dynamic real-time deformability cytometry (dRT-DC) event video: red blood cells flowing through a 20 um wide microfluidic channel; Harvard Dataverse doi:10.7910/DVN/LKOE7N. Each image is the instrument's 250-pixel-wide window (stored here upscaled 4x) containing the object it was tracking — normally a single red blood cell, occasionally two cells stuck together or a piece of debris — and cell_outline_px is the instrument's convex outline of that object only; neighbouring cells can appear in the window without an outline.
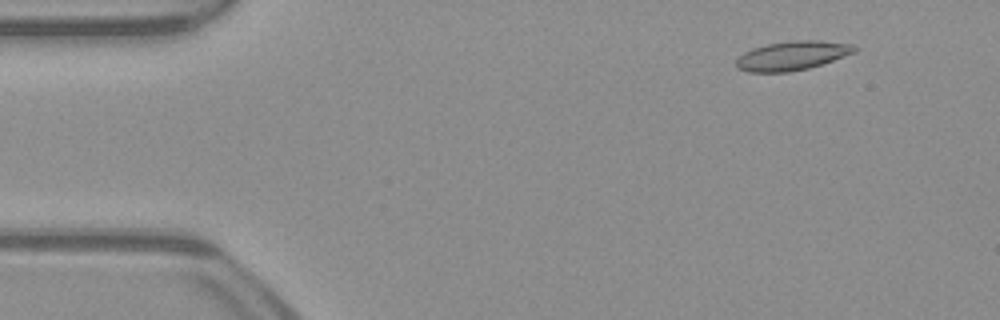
{"species": "common noctule bat (a hibernating species)", "species_latin": "Nyctalus noctula", "temperature_condition": "warm", "stored_images_in_passage": 51, "camera_frame_rate_fps": 3000, "um_per_image_px": 0.085, "animal": {"sex": "male", "body_mass_g": 23.1, "forearm_length_mm": 52.7}, "frame": {"image": 1, "passage_image": 5, "time_ms": 1.333, "image_size_px": [1000, 320], "cell_outline_px": [[860, 48], [856, 52], [808, 68], [788, 72], [748, 72], [736, 68], [736, 60], [744, 52], [752, 48], [768, 44], [792, 40], [820, 40], [852, 44]], "centroid_in_image_um": [67.34, 4.72], "position_along_channel_um": 17.7, "area_um2": 20.06}}
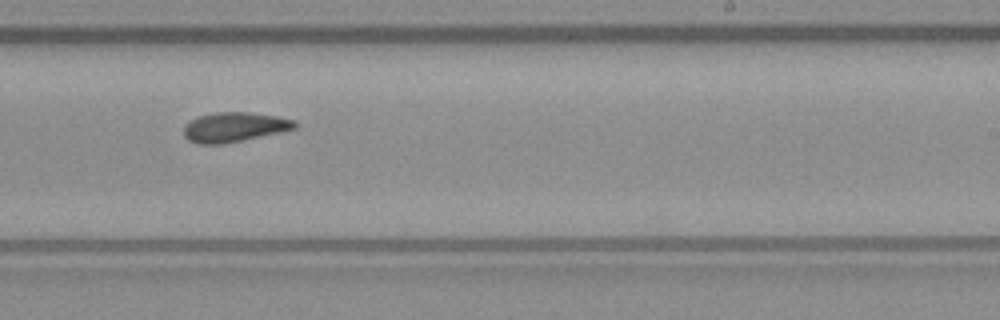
{"frame": {"image": 2, "passage_image": 31, "time_ms": 10.0, "image_size_px": [1000, 320], "cell_outline_px": [[296, 128], [280, 132], [220, 144], [196, 144], [188, 140], [184, 136], [184, 124], [200, 116], [216, 112], [248, 112], [276, 116], [296, 120]], "centroid_in_image_um": [19.89, 10.8], "position_along_channel_um": 269.1, "area_um2": 18.96}}
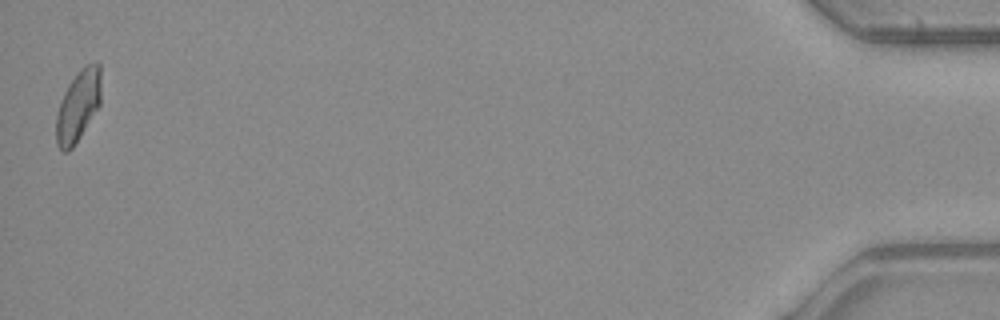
{"frame": {"image": 3, "passage_image": 51, "time_ms": 16.667, "image_size_px": [1000, 320], "cell_outline_px": [[100, 104], [80, 136], [72, 148], [68, 152], [64, 152], [56, 144], [56, 116], [64, 92], [68, 84], [76, 72], [84, 64], [96, 60], [100, 64]], "centroid_in_image_um": [6.64, 8.94], "position_along_channel_um": 428.6, "area_um2": 18.67}}